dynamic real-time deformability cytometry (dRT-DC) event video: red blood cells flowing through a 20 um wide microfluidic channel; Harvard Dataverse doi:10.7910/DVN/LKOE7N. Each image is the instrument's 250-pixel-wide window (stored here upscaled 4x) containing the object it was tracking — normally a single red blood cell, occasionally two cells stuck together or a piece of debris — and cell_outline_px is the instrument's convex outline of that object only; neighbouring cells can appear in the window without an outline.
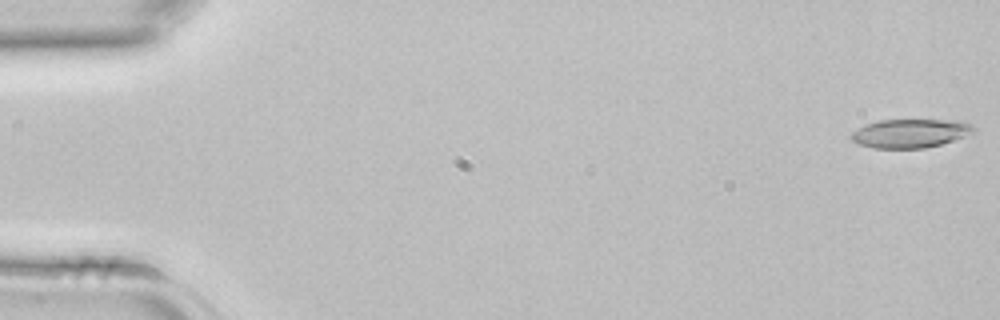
{"species": "common noctule bat (a hibernating species)", "species_latin": "Nyctalus noctula", "temperature_condition": "room temperature", "stored_images_in_passage": 43, "camera_frame_rate_fps": 3000, "um_per_image_px": 0.085, "animal": {"sex": "female", "body_mass_g": 22.7, "forearm_length_mm": 54.2}, "frame": {"image": 1, "passage_image": 1, "time_ms": 0.0, "image_size_px": [1000, 320], "cell_outline_px": [[976, 128], [972, 132], [964, 136], [940, 144], [924, 148], [872, 148], [860, 144], [852, 140], [848, 136], [852, 132], [864, 124], [880, 120], [964, 120], [972, 124]], "centroid_in_image_um": [77.36, 11.32], "position_along_channel_um": 7.6, "area_um2": 20.52}}
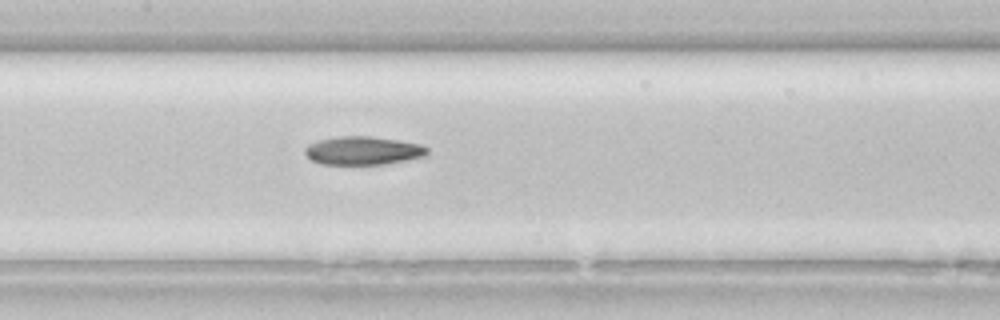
{"frame": {"image": 2, "passage_image": 21, "time_ms": 6.667, "image_size_px": [1000, 320], "cell_outline_px": [[428, 152], [424, 156], [384, 164], [320, 164], [312, 160], [304, 152], [304, 148], [308, 144], [320, 140], [340, 136], [368, 136], [396, 140], [420, 144], [428, 148]], "centroid_in_image_um": [30.82, 12.8], "position_along_channel_um": 176.6, "area_um2": 19.94}}
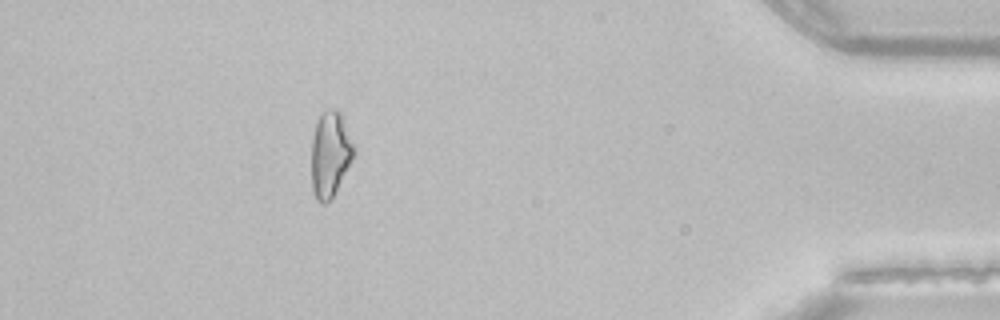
{"frame": {"image": 3, "passage_image": 39, "time_ms": 12.667, "image_size_px": [1000, 320], "cell_outline_px": [[356, 152], [336, 192], [324, 204], [320, 204], [316, 200], [312, 188], [312, 140], [316, 124], [320, 116], [324, 112], [332, 108], [336, 108], [340, 112], [344, 120], [356, 148]], "centroid_in_image_um": [28.09, 13.12], "position_along_channel_um": 407.1, "area_um2": 21.15}}